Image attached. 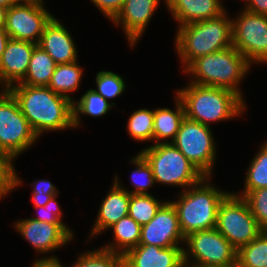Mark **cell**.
<instances>
[{
	"label": "cell",
	"instance_id": "1",
	"mask_svg": "<svg viewBox=\"0 0 267 267\" xmlns=\"http://www.w3.org/2000/svg\"><path fill=\"white\" fill-rule=\"evenodd\" d=\"M16 99L34 133L73 128L72 101L47 86L16 83L7 89Z\"/></svg>",
	"mask_w": 267,
	"mask_h": 267
},
{
	"label": "cell",
	"instance_id": "2",
	"mask_svg": "<svg viewBox=\"0 0 267 267\" xmlns=\"http://www.w3.org/2000/svg\"><path fill=\"white\" fill-rule=\"evenodd\" d=\"M175 94L182 102L185 117L203 125L242 115L247 105L235 92L213 86L188 83Z\"/></svg>",
	"mask_w": 267,
	"mask_h": 267
},
{
	"label": "cell",
	"instance_id": "3",
	"mask_svg": "<svg viewBox=\"0 0 267 267\" xmlns=\"http://www.w3.org/2000/svg\"><path fill=\"white\" fill-rule=\"evenodd\" d=\"M225 11L216 18L178 27L175 49L184 71L194 60L232 45V19ZM229 17V18H228Z\"/></svg>",
	"mask_w": 267,
	"mask_h": 267
},
{
	"label": "cell",
	"instance_id": "4",
	"mask_svg": "<svg viewBox=\"0 0 267 267\" xmlns=\"http://www.w3.org/2000/svg\"><path fill=\"white\" fill-rule=\"evenodd\" d=\"M211 177L205 176L200 182L181 191L178 200L171 201L179 220L184 237L189 234L216 227L220 203L230 193L209 184Z\"/></svg>",
	"mask_w": 267,
	"mask_h": 267
},
{
	"label": "cell",
	"instance_id": "5",
	"mask_svg": "<svg viewBox=\"0 0 267 267\" xmlns=\"http://www.w3.org/2000/svg\"><path fill=\"white\" fill-rule=\"evenodd\" d=\"M251 65L233 46L201 56L194 60L183 72L190 75L191 82L203 86L225 88L238 94L243 100L238 86L246 77ZM195 78V79H194Z\"/></svg>",
	"mask_w": 267,
	"mask_h": 267
},
{
	"label": "cell",
	"instance_id": "6",
	"mask_svg": "<svg viewBox=\"0 0 267 267\" xmlns=\"http://www.w3.org/2000/svg\"><path fill=\"white\" fill-rule=\"evenodd\" d=\"M150 164L155 182L186 188L205 176L172 144H153L139 152Z\"/></svg>",
	"mask_w": 267,
	"mask_h": 267
},
{
	"label": "cell",
	"instance_id": "7",
	"mask_svg": "<svg viewBox=\"0 0 267 267\" xmlns=\"http://www.w3.org/2000/svg\"><path fill=\"white\" fill-rule=\"evenodd\" d=\"M215 228L237 250L264 231L252 215L247 202L231 192L218 207Z\"/></svg>",
	"mask_w": 267,
	"mask_h": 267
},
{
	"label": "cell",
	"instance_id": "8",
	"mask_svg": "<svg viewBox=\"0 0 267 267\" xmlns=\"http://www.w3.org/2000/svg\"><path fill=\"white\" fill-rule=\"evenodd\" d=\"M38 136L7 89L0 91V151L13 159L35 144Z\"/></svg>",
	"mask_w": 267,
	"mask_h": 267
},
{
	"label": "cell",
	"instance_id": "9",
	"mask_svg": "<svg viewBox=\"0 0 267 267\" xmlns=\"http://www.w3.org/2000/svg\"><path fill=\"white\" fill-rule=\"evenodd\" d=\"M185 243L184 264L237 265V249L216 228L193 232L185 237Z\"/></svg>",
	"mask_w": 267,
	"mask_h": 267
},
{
	"label": "cell",
	"instance_id": "10",
	"mask_svg": "<svg viewBox=\"0 0 267 267\" xmlns=\"http://www.w3.org/2000/svg\"><path fill=\"white\" fill-rule=\"evenodd\" d=\"M210 126L185 117L172 144L204 175L212 176L216 142Z\"/></svg>",
	"mask_w": 267,
	"mask_h": 267
},
{
	"label": "cell",
	"instance_id": "11",
	"mask_svg": "<svg viewBox=\"0 0 267 267\" xmlns=\"http://www.w3.org/2000/svg\"><path fill=\"white\" fill-rule=\"evenodd\" d=\"M232 45L250 65L267 64V15L240 12L232 20Z\"/></svg>",
	"mask_w": 267,
	"mask_h": 267
},
{
	"label": "cell",
	"instance_id": "12",
	"mask_svg": "<svg viewBox=\"0 0 267 267\" xmlns=\"http://www.w3.org/2000/svg\"><path fill=\"white\" fill-rule=\"evenodd\" d=\"M44 6V0H19L9 7L5 24L9 37L38 45L45 26L54 17Z\"/></svg>",
	"mask_w": 267,
	"mask_h": 267
},
{
	"label": "cell",
	"instance_id": "13",
	"mask_svg": "<svg viewBox=\"0 0 267 267\" xmlns=\"http://www.w3.org/2000/svg\"><path fill=\"white\" fill-rule=\"evenodd\" d=\"M14 228L41 254L59 249L74 237L70 227L65 224H50L33 218L16 221Z\"/></svg>",
	"mask_w": 267,
	"mask_h": 267
},
{
	"label": "cell",
	"instance_id": "14",
	"mask_svg": "<svg viewBox=\"0 0 267 267\" xmlns=\"http://www.w3.org/2000/svg\"><path fill=\"white\" fill-rule=\"evenodd\" d=\"M185 243L177 211L171 201L165 202L154 218L142 226L141 245H155L161 248L180 246Z\"/></svg>",
	"mask_w": 267,
	"mask_h": 267
},
{
	"label": "cell",
	"instance_id": "15",
	"mask_svg": "<svg viewBox=\"0 0 267 267\" xmlns=\"http://www.w3.org/2000/svg\"><path fill=\"white\" fill-rule=\"evenodd\" d=\"M166 2V0H164ZM160 0H125L124 5L112 21L116 27L120 25L125 32L130 47H134L144 33Z\"/></svg>",
	"mask_w": 267,
	"mask_h": 267
},
{
	"label": "cell",
	"instance_id": "16",
	"mask_svg": "<svg viewBox=\"0 0 267 267\" xmlns=\"http://www.w3.org/2000/svg\"><path fill=\"white\" fill-rule=\"evenodd\" d=\"M37 44L10 38L0 60V85L3 89L19 83L26 75Z\"/></svg>",
	"mask_w": 267,
	"mask_h": 267
},
{
	"label": "cell",
	"instance_id": "17",
	"mask_svg": "<svg viewBox=\"0 0 267 267\" xmlns=\"http://www.w3.org/2000/svg\"><path fill=\"white\" fill-rule=\"evenodd\" d=\"M183 249L180 246L161 248L139 244L123 255L125 267H184Z\"/></svg>",
	"mask_w": 267,
	"mask_h": 267
},
{
	"label": "cell",
	"instance_id": "18",
	"mask_svg": "<svg viewBox=\"0 0 267 267\" xmlns=\"http://www.w3.org/2000/svg\"><path fill=\"white\" fill-rule=\"evenodd\" d=\"M38 45L56 64H68L78 60L73 37L55 17L45 26Z\"/></svg>",
	"mask_w": 267,
	"mask_h": 267
},
{
	"label": "cell",
	"instance_id": "19",
	"mask_svg": "<svg viewBox=\"0 0 267 267\" xmlns=\"http://www.w3.org/2000/svg\"><path fill=\"white\" fill-rule=\"evenodd\" d=\"M165 4L178 27L216 18L226 11L221 0H166Z\"/></svg>",
	"mask_w": 267,
	"mask_h": 267
},
{
	"label": "cell",
	"instance_id": "20",
	"mask_svg": "<svg viewBox=\"0 0 267 267\" xmlns=\"http://www.w3.org/2000/svg\"><path fill=\"white\" fill-rule=\"evenodd\" d=\"M130 194L121 188L115 181L108 194L102 200L98 216L90 236L102 234L110 226L129 214Z\"/></svg>",
	"mask_w": 267,
	"mask_h": 267
},
{
	"label": "cell",
	"instance_id": "21",
	"mask_svg": "<svg viewBox=\"0 0 267 267\" xmlns=\"http://www.w3.org/2000/svg\"><path fill=\"white\" fill-rule=\"evenodd\" d=\"M175 105V110L169 108L154 109L153 140H155V144L172 143L176 138L185 118V112L183 104L177 96H175Z\"/></svg>",
	"mask_w": 267,
	"mask_h": 267
},
{
	"label": "cell",
	"instance_id": "22",
	"mask_svg": "<svg viewBox=\"0 0 267 267\" xmlns=\"http://www.w3.org/2000/svg\"><path fill=\"white\" fill-rule=\"evenodd\" d=\"M108 229L113 230L114 241L104 245L102 249L124 255L140 243L142 226L129 215L121 218Z\"/></svg>",
	"mask_w": 267,
	"mask_h": 267
},
{
	"label": "cell",
	"instance_id": "23",
	"mask_svg": "<svg viewBox=\"0 0 267 267\" xmlns=\"http://www.w3.org/2000/svg\"><path fill=\"white\" fill-rule=\"evenodd\" d=\"M79 61L68 64H57L54 73L51 76L49 87L53 92L70 99V92H76L83 77V69L80 67Z\"/></svg>",
	"mask_w": 267,
	"mask_h": 267
},
{
	"label": "cell",
	"instance_id": "24",
	"mask_svg": "<svg viewBox=\"0 0 267 267\" xmlns=\"http://www.w3.org/2000/svg\"><path fill=\"white\" fill-rule=\"evenodd\" d=\"M56 65L47 52L37 45L31 55L28 71L19 84L48 86Z\"/></svg>",
	"mask_w": 267,
	"mask_h": 267
},
{
	"label": "cell",
	"instance_id": "25",
	"mask_svg": "<svg viewBox=\"0 0 267 267\" xmlns=\"http://www.w3.org/2000/svg\"><path fill=\"white\" fill-rule=\"evenodd\" d=\"M103 96L96 93L93 89L87 90L80 100L72 102L73 110V128L80 126V116L86 115L90 117H102L106 115L111 107L115 104L108 103Z\"/></svg>",
	"mask_w": 267,
	"mask_h": 267
},
{
	"label": "cell",
	"instance_id": "26",
	"mask_svg": "<svg viewBox=\"0 0 267 267\" xmlns=\"http://www.w3.org/2000/svg\"><path fill=\"white\" fill-rule=\"evenodd\" d=\"M260 147L247 169L243 191L241 194L233 192L239 197L243 198L252 190L267 188V141Z\"/></svg>",
	"mask_w": 267,
	"mask_h": 267
},
{
	"label": "cell",
	"instance_id": "27",
	"mask_svg": "<svg viewBox=\"0 0 267 267\" xmlns=\"http://www.w3.org/2000/svg\"><path fill=\"white\" fill-rule=\"evenodd\" d=\"M237 267H267V230L237 250Z\"/></svg>",
	"mask_w": 267,
	"mask_h": 267
},
{
	"label": "cell",
	"instance_id": "28",
	"mask_svg": "<svg viewBox=\"0 0 267 267\" xmlns=\"http://www.w3.org/2000/svg\"><path fill=\"white\" fill-rule=\"evenodd\" d=\"M161 201L163 200L159 201L151 193L131 194L128 215L143 226L155 217L161 206L166 202Z\"/></svg>",
	"mask_w": 267,
	"mask_h": 267
},
{
	"label": "cell",
	"instance_id": "29",
	"mask_svg": "<svg viewBox=\"0 0 267 267\" xmlns=\"http://www.w3.org/2000/svg\"><path fill=\"white\" fill-rule=\"evenodd\" d=\"M130 163L134 164L135 169L131 173V183L134 187V190H127L126 187L122 186L119 182V178L114 177V181L123 189H125L130 195L131 194H148V189L152 187L155 182L153 171L150 164L146 161V159L138 153L134 156Z\"/></svg>",
	"mask_w": 267,
	"mask_h": 267
},
{
	"label": "cell",
	"instance_id": "30",
	"mask_svg": "<svg viewBox=\"0 0 267 267\" xmlns=\"http://www.w3.org/2000/svg\"><path fill=\"white\" fill-rule=\"evenodd\" d=\"M70 267H125V260L122 254L98 248L79 254Z\"/></svg>",
	"mask_w": 267,
	"mask_h": 267
},
{
	"label": "cell",
	"instance_id": "31",
	"mask_svg": "<svg viewBox=\"0 0 267 267\" xmlns=\"http://www.w3.org/2000/svg\"><path fill=\"white\" fill-rule=\"evenodd\" d=\"M154 110H135L128 119L127 133L137 141H153Z\"/></svg>",
	"mask_w": 267,
	"mask_h": 267
},
{
	"label": "cell",
	"instance_id": "32",
	"mask_svg": "<svg viewBox=\"0 0 267 267\" xmlns=\"http://www.w3.org/2000/svg\"><path fill=\"white\" fill-rule=\"evenodd\" d=\"M95 82L97 84V89L93 90L108 101L109 99L120 96L126 89V84L122 76L112 71L103 70L98 72Z\"/></svg>",
	"mask_w": 267,
	"mask_h": 267
},
{
	"label": "cell",
	"instance_id": "33",
	"mask_svg": "<svg viewBox=\"0 0 267 267\" xmlns=\"http://www.w3.org/2000/svg\"><path fill=\"white\" fill-rule=\"evenodd\" d=\"M13 158L0 151V199L22 184L13 165Z\"/></svg>",
	"mask_w": 267,
	"mask_h": 267
},
{
	"label": "cell",
	"instance_id": "34",
	"mask_svg": "<svg viewBox=\"0 0 267 267\" xmlns=\"http://www.w3.org/2000/svg\"><path fill=\"white\" fill-rule=\"evenodd\" d=\"M243 199L263 230H267V188L248 192Z\"/></svg>",
	"mask_w": 267,
	"mask_h": 267
},
{
	"label": "cell",
	"instance_id": "35",
	"mask_svg": "<svg viewBox=\"0 0 267 267\" xmlns=\"http://www.w3.org/2000/svg\"><path fill=\"white\" fill-rule=\"evenodd\" d=\"M31 187L33 188L31 200L33 201L34 207L45 206L53 196L59 194L58 188L50 180H36L31 184Z\"/></svg>",
	"mask_w": 267,
	"mask_h": 267
},
{
	"label": "cell",
	"instance_id": "36",
	"mask_svg": "<svg viewBox=\"0 0 267 267\" xmlns=\"http://www.w3.org/2000/svg\"><path fill=\"white\" fill-rule=\"evenodd\" d=\"M58 196H53L45 206L35 207L39 214L33 219L47 222L50 224H64L62 222V211L58 205V202L55 200Z\"/></svg>",
	"mask_w": 267,
	"mask_h": 267
},
{
	"label": "cell",
	"instance_id": "37",
	"mask_svg": "<svg viewBox=\"0 0 267 267\" xmlns=\"http://www.w3.org/2000/svg\"><path fill=\"white\" fill-rule=\"evenodd\" d=\"M125 0H91L111 22L120 13Z\"/></svg>",
	"mask_w": 267,
	"mask_h": 267
},
{
	"label": "cell",
	"instance_id": "38",
	"mask_svg": "<svg viewBox=\"0 0 267 267\" xmlns=\"http://www.w3.org/2000/svg\"><path fill=\"white\" fill-rule=\"evenodd\" d=\"M243 9L261 15H267V0H245Z\"/></svg>",
	"mask_w": 267,
	"mask_h": 267
},
{
	"label": "cell",
	"instance_id": "39",
	"mask_svg": "<svg viewBox=\"0 0 267 267\" xmlns=\"http://www.w3.org/2000/svg\"><path fill=\"white\" fill-rule=\"evenodd\" d=\"M32 267H64L62 263L59 261L58 257L55 255L53 256H46L43 258H37L33 264Z\"/></svg>",
	"mask_w": 267,
	"mask_h": 267
},
{
	"label": "cell",
	"instance_id": "40",
	"mask_svg": "<svg viewBox=\"0 0 267 267\" xmlns=\"http://www.w3.org/2000/svg\"><path fill=\"white\" fill-rule=\"evenodd\" d=\"M9 39L10 37L5 27H0V60Z\"/></svg>",
	"mask_w": 267,
	"mask_h": 267
},
{
	"label": "cell",
	"instance_id": "41",
	"mask_svg": "<svg viewBox=\"0 0 267 267\" xmlns=\"http://www.w3.org/2000/svg\"><path fill=\"white\" fill-rule=\"evenodd\" d=\"M7 8L0 6V27H5Z\"/></svg>",
	"mask_w": 267,
	"mask_h": 267
},
{
	"label": "cell",
	"instance_id": "42",
	"mask_svg": "<svg viewBox=\"0 0 267 267\" xmlns=\"http://www.w3.org/2000/svg\"><path fill=\"white\" fill-rule=\"evenodd\" d=\"M18 1L19 0H0V6L8 9L9 7L16 4Z\"/></svg>",
	"mask_w": 267,
	"mask_h": 267
},
{
	"label": "cell",
	"instance_id": "43",
	"mask_svg": "<svg viewBox=\"0 0 267 267\" xmlns=\"http://www.w3.org/2000/svg\"><path fill=\"white\" fill-rule=\"evenodd\" d=\"M184 267H217V266H203V265H196V264H184ZM225 267H237L235 266H225Z\"/></svg>",
	"mask_w": 267,
	"mask_h": 267
}]
</instances>
